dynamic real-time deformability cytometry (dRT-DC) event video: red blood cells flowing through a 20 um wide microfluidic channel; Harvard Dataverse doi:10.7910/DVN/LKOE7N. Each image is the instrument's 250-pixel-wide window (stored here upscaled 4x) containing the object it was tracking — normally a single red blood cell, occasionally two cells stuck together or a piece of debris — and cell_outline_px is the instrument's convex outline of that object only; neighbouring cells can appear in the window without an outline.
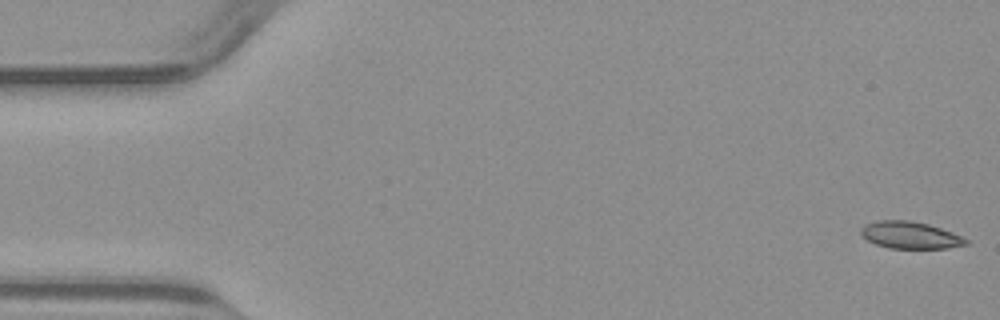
{"species": "common noctule bat (a hibernating species)", "species_latin": "Nyctalus noctula", "temperature_condition": "warm", "stored_images_in_passage": 50, "camera_frame_rate_fps": 3000, "um_per_image_px": 0.085, "animal": {"sex": "male", "body_mass_g": 23.1, "forearm_length_mm": 52.7}, "frame": {"image": 1, "passage_image": 1, "time_ms": 0.0, "image_size_px": [1000, 320], "cell_outline_px": [[968, 244], [948, 248], [888, 248], [876, 244], [868, 240], [860, 232], [860, 228], [864, 224], [876, 220], [908, 220], [928, 224], [952, 232], [968, 240]], "centroid_in_image_um": [77.34, 19.98], "position_along_channel_um": 7.7, "area_um2": 16.47}}
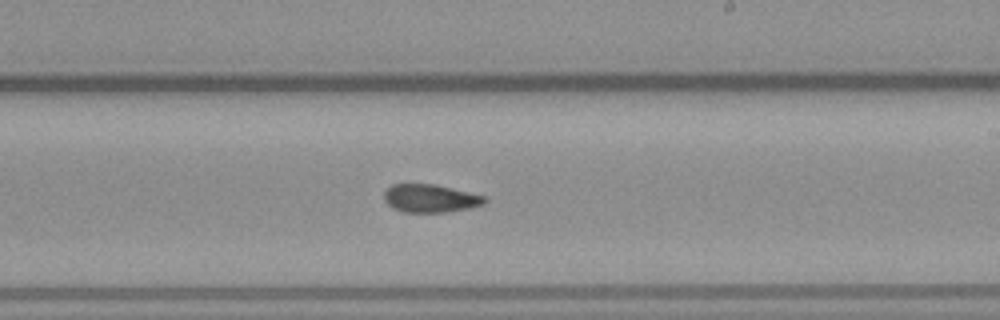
{"frame": {"image": 2, "passage_image": 29, "time_ms": 9.333, "image_size_px": [1000, 320], "cell_outline_px": [[488, 200], [484, 204], [468, 208], [444, 212], [404, 212], [392, 208], [384, 200], [384, 192], [392, 184], [436, 184], [484, 196]], "centroid_in_image_um": [36.56, 16.86], "position_along_channel_um": 252.4, "area_um2": 16.36}}
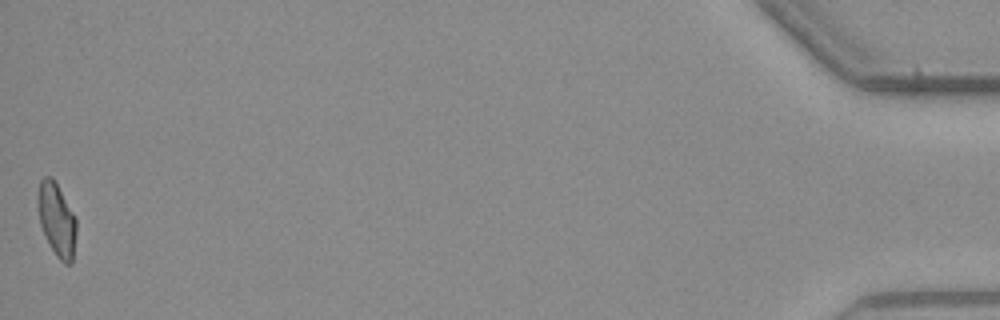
{"frame": {"image": 3, "passage_image": 50, "time_ms": 16.333, "image_size_px": [1000, 320], "cell_outline_px": [[76, 232], [72, 264], [64, 264], [56, 256], [40, 224], [36, 204], [36, 196], [40, 180], [44, 176], [52, 176], [76, 216]], "centroid_in_image_um": [4.81, 18.63], "position_along_channel_um": 430.4, "area_um2": 16.65}}